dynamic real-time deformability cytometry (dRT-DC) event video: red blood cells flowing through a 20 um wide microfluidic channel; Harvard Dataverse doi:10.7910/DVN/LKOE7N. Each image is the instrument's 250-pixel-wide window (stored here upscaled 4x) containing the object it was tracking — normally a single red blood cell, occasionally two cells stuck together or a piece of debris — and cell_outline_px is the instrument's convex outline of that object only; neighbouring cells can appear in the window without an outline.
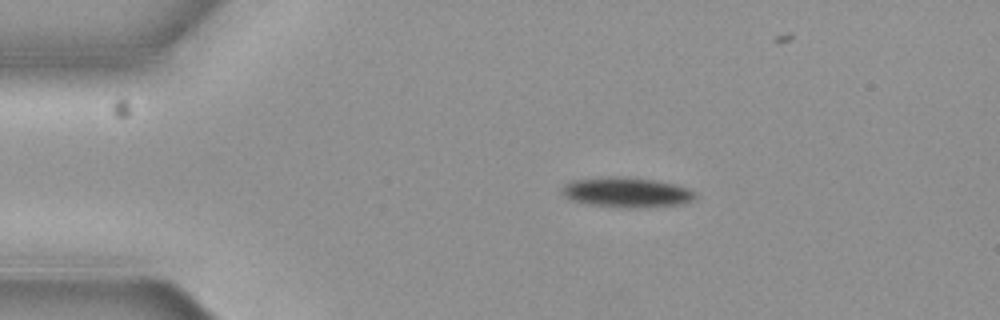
{"species": "common noctule bat (a hibernating species)", "species_latin": "Nyctalus noctula", "temperature_condition": "cold", "stored_images_in_passage": 8, "camera_frame_rate_fps": 3000, "um_per_image_px": 0.085, "animal": {"sex": "female", "body_mass_g": 19.3, "forearm_length_mm": 54.1}, "frame": {"image": 1, "passage_image": 2, "time_ms": 0.333, "image_size_px": [1000, 320], "cell_outline_px": [[696, 196], [692, 200], [684, 204], [644, 208], [624, 208], [588, 204], [572, 200], [564, 196], [560, 192], [560, 188], [564, 184], [572, 180], [608, 176], [624, 176], [656, 180], [688, 188], [696, 192]], "centroid_in_image_um": [53.24, 16.35], "position_along_channel_um": 31.8, "area_um2": 23.76}}
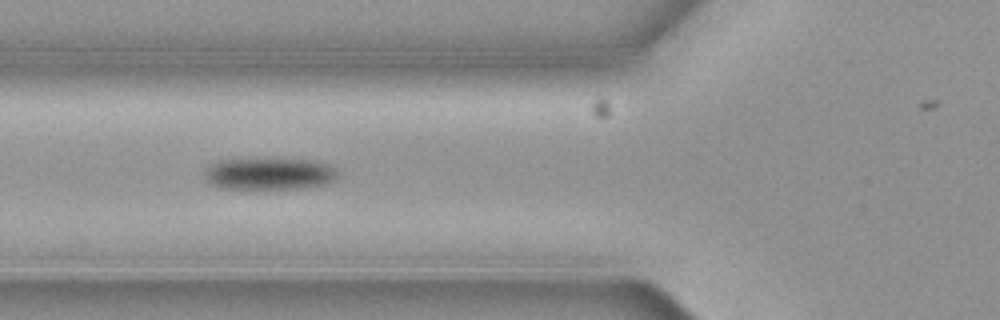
{"frame": {"image": 2, "passage_image": 5, "time_ms": 1.333, "image_size_px": [1000, 320], "cell_outline_px": [[336, 176], [332, 180], [324, 184], [304, 188], [220, 188], [208, 184], [204, 180], [204, 168], [208, 164], [216, 160], [312, 160], [328, 164], [336, 172]], "centroid_in_image_um": [22.76, 14.78], "position_along_channel_um": 103.0, "area_um2": 24.45}}
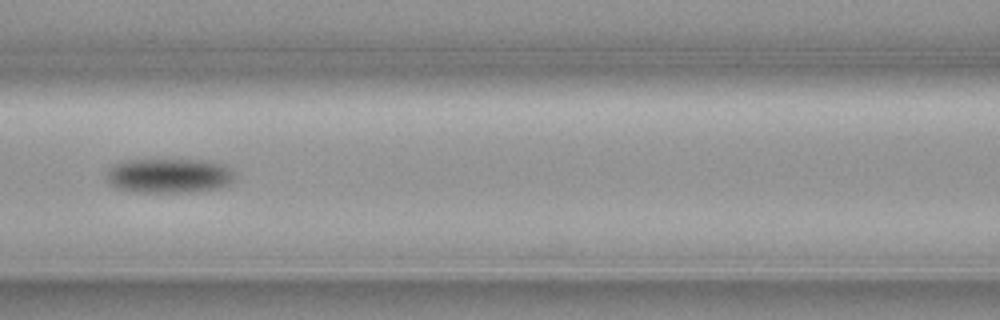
{"frame": {"image": 3, "passage_image": 6, "time_ms": 1.667, "image_size_px": [1000, 320], "cell_outline_px": [[236, 172], [232, 180], [228, 184], [220, 188], [180, 192], [132, 192], [116, 188], [104, 176], [108, 168], [112, 164], [128, 160], [204, 160], [228, 164]], "centroid_in_image_um": [14.37, 14.92], "position_along_channel_um": 152.2, "area_um2": 26.18}}